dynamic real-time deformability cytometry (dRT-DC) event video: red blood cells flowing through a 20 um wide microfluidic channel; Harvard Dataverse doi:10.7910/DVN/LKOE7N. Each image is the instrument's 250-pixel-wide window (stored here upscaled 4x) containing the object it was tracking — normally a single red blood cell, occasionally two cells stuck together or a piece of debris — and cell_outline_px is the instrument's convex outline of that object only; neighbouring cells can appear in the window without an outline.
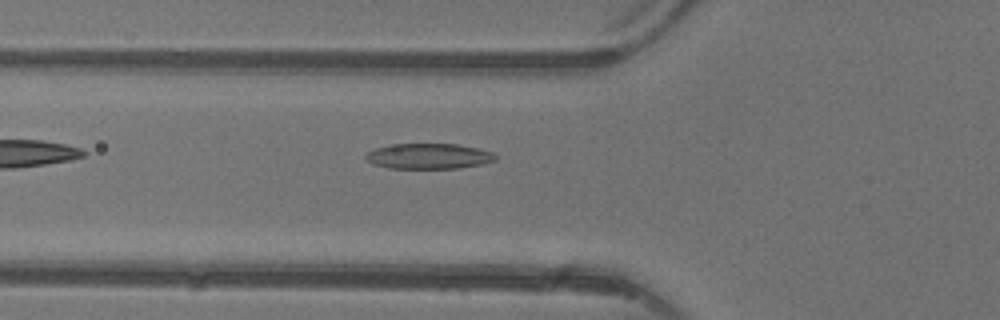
{"species": "common noctule bat (a hibernating species)", "species_latin": "Nyctalus noctula", "temperature_condition": "warm", "stored_images_in_passage": 5, "camera_frame_rate_fps": 3000, "um_per_image_px": 0.085, "animal": {"sex": "female"}, "frame": {"image": 1, "passage_image": 5, "time_ms": 5.0, "image_size_px": [1000, 320], "cell_outline_px": [[496, 160], [480, 164], [460, 168], [388, 168], [372, 164], [364, 156], [368, 152], [376, 148], [396, 144], [460, 144], [492, 152], [496, 156]], "centroid_in_image_um": [36.44, 13.28], "position_along_channel_um": 89.4, "area_um2": 19.07}}